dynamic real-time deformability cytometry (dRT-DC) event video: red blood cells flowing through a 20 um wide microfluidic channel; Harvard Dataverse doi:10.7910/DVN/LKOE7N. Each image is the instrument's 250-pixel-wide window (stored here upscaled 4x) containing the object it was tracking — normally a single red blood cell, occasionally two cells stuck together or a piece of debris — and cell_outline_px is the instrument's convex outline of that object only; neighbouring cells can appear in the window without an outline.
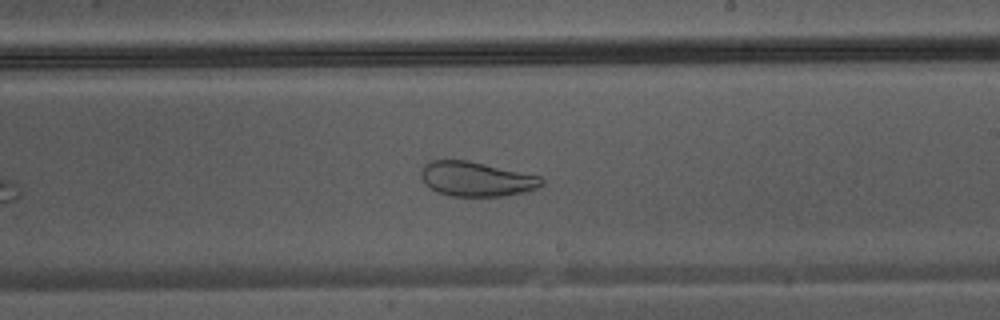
{"species": "Egyptian fruit bat (a non-hibernating species)", "species_latin": "Rousettus aegyptiacus", "temperature_condition": "warm", "stored_images_in_passage": 30, "camera_frame_rate_fps": 3000, "um_per_image_px": 0.085, "animal": {"sex": "male"}, "frame": {"image": 1, "passage_image": 18, "time_ms": 5.667, "image_size_px": [1000, 320], "cell_outline_px": [[544, 184], [536, 188], [524, 192], [504, 196], [452, 196], [440, 192], [424, 184], [420, 176], [420, 172], [424, 164], [428, 160], [468, 160], [540, 176], [544, 180]], "centroid_in_image_um": [40.47, 15.2], "position_along_channel_um": 248.5, "area_um2": 24.33}}